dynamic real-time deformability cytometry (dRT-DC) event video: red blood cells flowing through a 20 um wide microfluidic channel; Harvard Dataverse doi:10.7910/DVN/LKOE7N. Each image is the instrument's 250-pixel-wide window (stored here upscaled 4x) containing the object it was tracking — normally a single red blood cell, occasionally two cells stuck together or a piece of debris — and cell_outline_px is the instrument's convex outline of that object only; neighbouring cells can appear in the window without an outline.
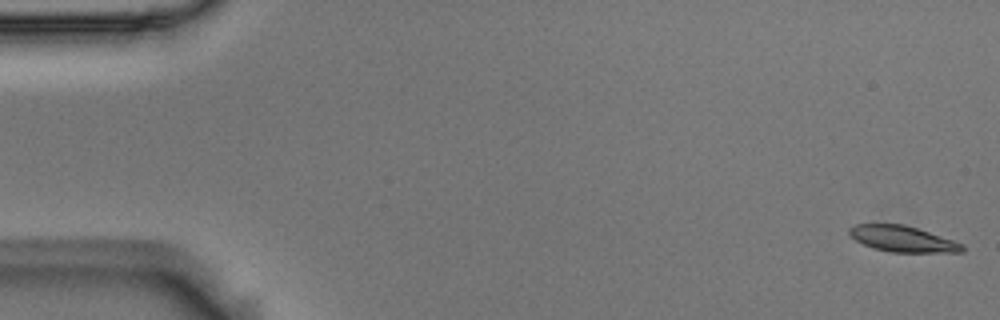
{"species": "Egyptian fruit bat (a non-hibernating species)", "species_latin": "Rousettus aegyptiacus", "temperature_condition": "room temperature", "stored_images_in_passage": 13, "camera_frame_rate_fps": 3000, "um_per_image_px": 0.085, "animal": {"sex": "male"}, "frame": {"image": 1, "passage_image": 1, "time_ms": 0.0, "image_size_px": [1000, 320], "cell_outline_px": [[964, 252], [892, 252], [872, 248], [856, 240], [848, 232], [848, 228], [856, 224], [904, 224], [964, 244]], "centroid_in_image_um": [76.71, 20.31], "position_along_channel_um": 8.3, "area_um2": 16.88}}